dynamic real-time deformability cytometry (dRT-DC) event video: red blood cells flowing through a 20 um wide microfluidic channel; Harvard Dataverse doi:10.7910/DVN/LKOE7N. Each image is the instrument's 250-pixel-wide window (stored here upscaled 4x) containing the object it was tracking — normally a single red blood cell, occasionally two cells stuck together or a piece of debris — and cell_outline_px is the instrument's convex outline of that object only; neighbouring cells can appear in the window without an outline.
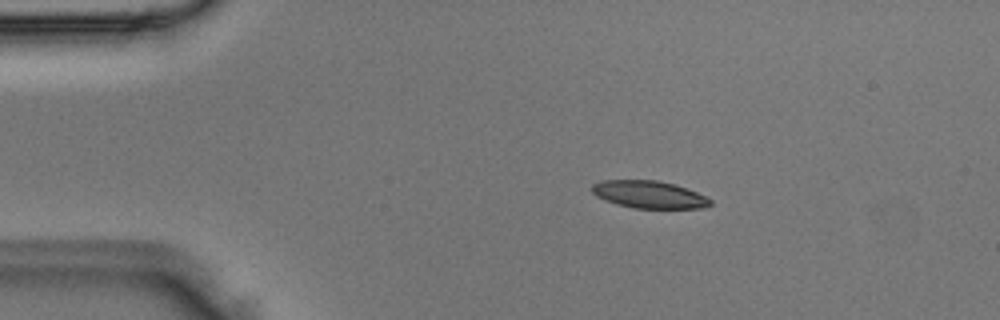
{"species": "Egyptian fruit bat (a non-hibernating species)", "species_latin": "Rousettus aegyptiacus", "temperature_condition": "room temperature", "stored_images_in_passage": 3, "camera_frame_rate_fps": 3000, "um_per_image_px": 0.085, "animal": {"sex": "male"}, "frame": {"image": 1, "passage_image": 1, "time_ms": 0.0, "image_size_px": [1000, 320], "cell_outline_px": [[712, 204], [704, 208], [632, 208], [616, 204], [604, 200], [596, 196], [592, 192], [592, 184], [600, 180], [656, 180], [676, 184], [696, 192], [712, 200]], "centroid_in_image_um": [55.15, 16.53], "position_along_channel_um": 29.9, "area_um2": 19.02}}
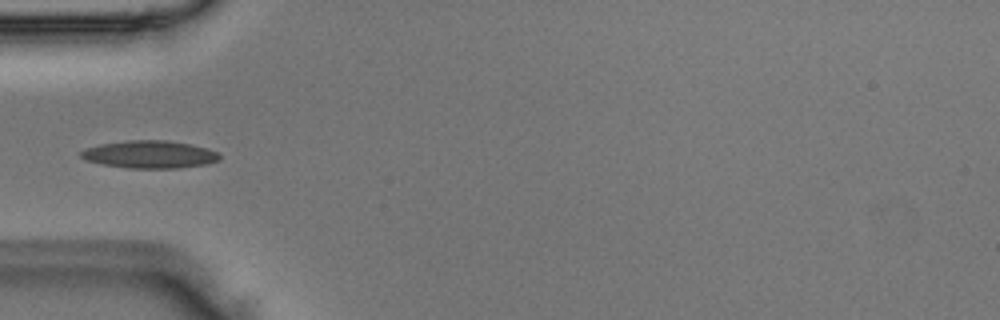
{"frame": {"image": 2, "passage_image": 3, "time_ms": 0.667, "image_size_px": [1000, 320], "cell_outline_px": [[220, 160], [204, 164], [180, 168], [128, 168], [104, 164], [88, 160], [80, 156], [80, 152], [88, 148], [100, 144], [128, 140], [168, 140], [208, 148], [216, 152], [220, 156]], "centroid_in_image_um": [12.75, 13.12], "position_along_channel_um": 72.3, "area_um2": 22.02}}